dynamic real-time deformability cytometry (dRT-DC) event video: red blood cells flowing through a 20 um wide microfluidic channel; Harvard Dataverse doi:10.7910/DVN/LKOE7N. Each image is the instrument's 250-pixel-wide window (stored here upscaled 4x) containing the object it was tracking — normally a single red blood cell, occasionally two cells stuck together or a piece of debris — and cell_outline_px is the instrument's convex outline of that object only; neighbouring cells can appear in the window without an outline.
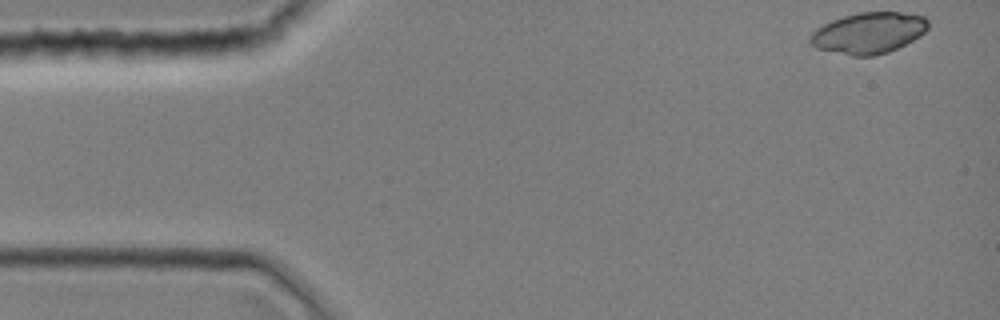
{"species": "common noctule bat (a hibernating species)", "species_latin": "Nyctalus noctula", "temperature_condition": "room temperature", "stored_images_in_passage": 36, "camera_frame_rate_fps": 3000, "um_per_image_px": 0.085, "animal": {"sex": "female", "body_mass_g": 19.0, "forearm_length_mm": 51.5}, "frame": {"image": 1, "passage_image": 1, "time_ms": 0.0, "image_size_px": [1000, 320], "cell_outline_px": [[928, 28], [920, 36], [888, 52], [872, 56], [852, 56], [816, 48], [808, 40], [812, 32], [816, 28], [832, 20], [844, 16], [860, 12], [900, 12], [924, 16], [928, 20]], "centroid_in_image_um": [73.82, 2.8], "position_along_channel_um": 11.2, "area_um2": 28.15}}
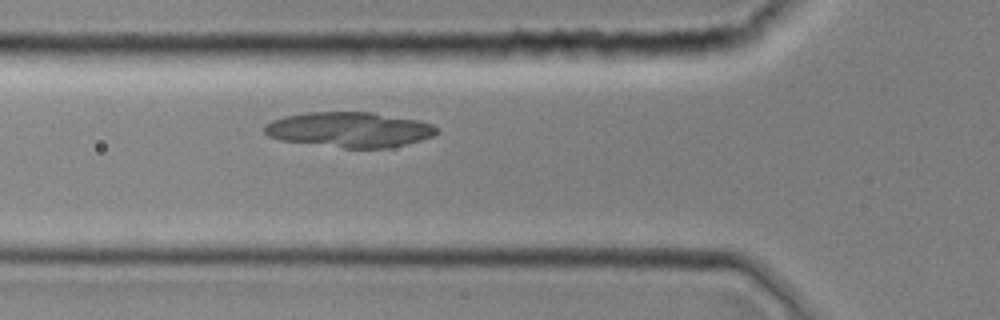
{"frame": {"image": 2, "passage_image": 13, "time_ms": 4.0, "image_size_px": [1000, 320], "cell_outline_px": [[436, 132], [432, 136], [420, 140], [388, 148], [344, 148], [280, 140], [268, 136], [264, 132], [264, 124], [272, 120], [284, 116], [308, 112], [372, 112], [420, 120], [432, 124], [436, 128]], "centroid_in_image_um": [29.67, 11.01], "position_along_channel_um": 96.1, "area_um2": 35.32}}
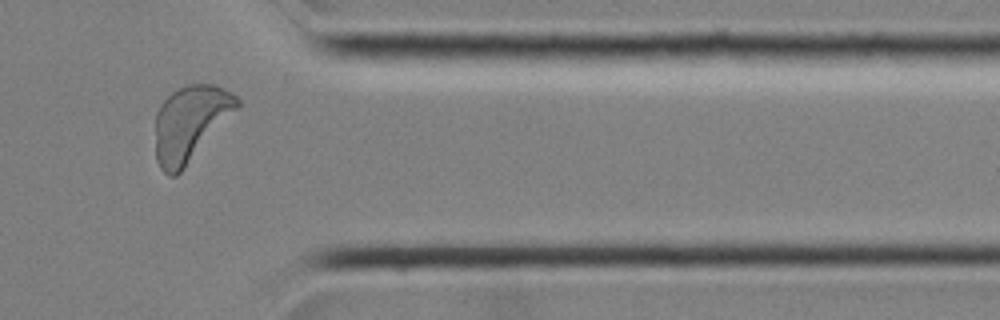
{"frame": {"image": 3, "passage_image": 32, "time_ms": 10.333, "image_size_px": [1000, 320], "cell_outline_px": [[240, 104], [184, 168], [176, 176], [168, 176], [160, 168], [156, 160], [156, 112], [160, 104], [172, 92], [188, 84], [216, 84], [232, 92], [240, 100]], "centroid_in_image_um": [16.15, 10.45], "position_along_channel_um": 395.3, "area_um2": 35.32}}